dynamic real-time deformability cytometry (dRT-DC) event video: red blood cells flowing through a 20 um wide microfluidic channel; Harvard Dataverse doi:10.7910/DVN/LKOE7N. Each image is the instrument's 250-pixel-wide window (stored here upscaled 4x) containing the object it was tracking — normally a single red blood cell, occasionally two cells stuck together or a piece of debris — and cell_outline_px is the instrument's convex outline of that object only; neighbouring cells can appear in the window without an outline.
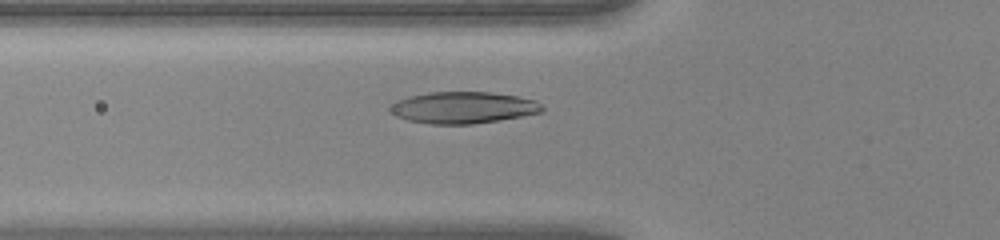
{"species": "human", "species_latin": "Homo sapiens", "temperature_condition": "warm", "stored_images_in_passage": 40, "camera_frame_rate_fps": 3000, "um_per_image_px": 0.085, "donor": {"sex": "female"}, "frame": {"image": 1, "passage_image": 13, "time_ms": 4.0, "image_size_px": [1000, 240], "cell_outline_px": [[544, 112], [500, 120], [472, 124], [428, 124], [408, 120], [396, 116], [388, 112], [388, 108], [392, 104], [408, 96], [428, 92], [488, 92], [516, 96], [536, 100], [544, 108]], "centroid_in_image_um": [39.36, 9.15], "position_along_channel_um": 86.4, "area_um2": 28.15}}
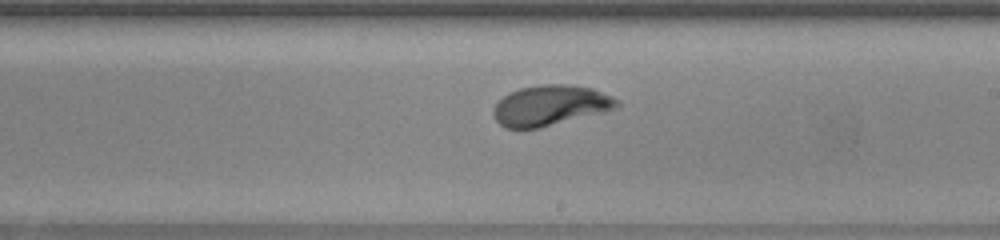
{"frame": {"image": 2, "passage_image": 24, "time_ms": 7.667, "image_size_px": [1000, 240], "cell_outline_px": [[620, 104], [616, 108], [604, 112], [540, 128], [504, 128], [496, 120], [492, 112], [492, 108], [508, 92], [520, 88], [540, 84], [564, 84], [592, 88], [612, 96], [620, 100]], "centroid_in_image_um": [46.78, 8.96], "position_along_channel_um": 242.2, "area_um2": 29.19}}
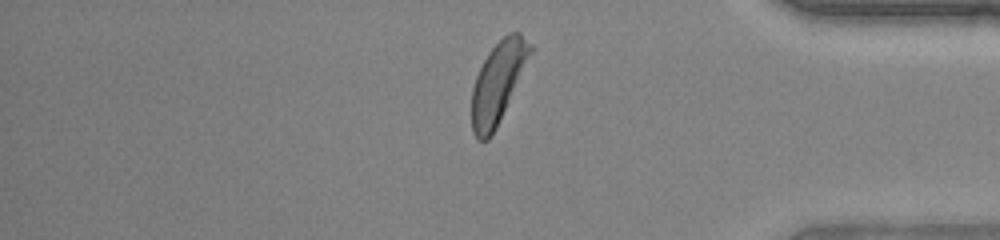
{"frame": {"image": 3, "passage_image": 36, "time_ms": 11.667, "image_size_px": [1000, 240], "cell_outline_px": [[536, 48], [492, 136], [488, 140], [480, 140], [472, 132], [472, 88], [476, 76], [488, 52], [508, 32], [520, 32]], "centroid_in_image_um": [42.37, 6.97], "position_along_channel_um": 392.8, "area_um2": 27.8}}